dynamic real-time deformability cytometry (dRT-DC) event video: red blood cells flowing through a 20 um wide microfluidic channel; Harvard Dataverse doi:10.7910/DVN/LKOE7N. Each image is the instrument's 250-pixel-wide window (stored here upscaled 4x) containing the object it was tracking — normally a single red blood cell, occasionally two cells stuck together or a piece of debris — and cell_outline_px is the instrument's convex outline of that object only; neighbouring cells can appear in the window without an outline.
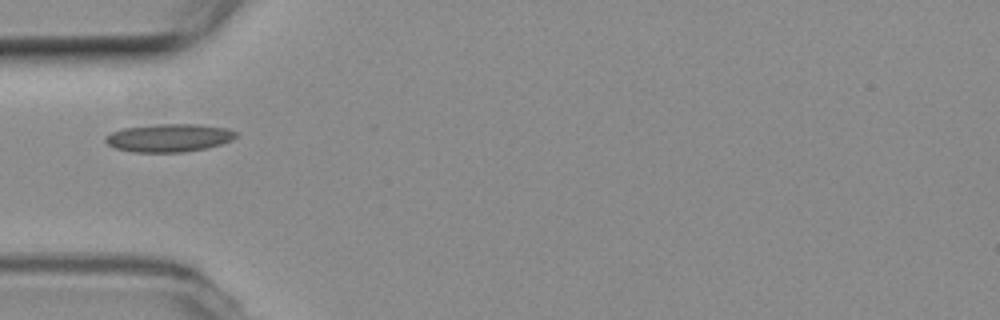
{"species": "common noctule bat (a hibernating species)", "species_latin": "Nyctalus noctula", "temperature_condition": "room temperature", "stored_images_in_passage": 38, "camera_frame_rate_fps": 3000, "um_per_image_px": 0.085, "animal": {"sex": "female", "body_mass_g": 19.3, "forearm_length_mm": 54.1}, "frame": {"image": 1, "passage_image": 1, "time_ms": 0.0, "image_size_px": [1000, 320], "cell_outline_px": [[236, 136], [232, 140], [220, 144], [204, 148], [184, 152], [132, 152], [116, 148], [108, 144], [104, 140], [104, 136], [112, 132], [124, 128], [160, 124], [196, 124], [228, 128], [236, 132]], "centroid_in_image_um": [14.35, 11.71], "position_along_channel_um": 70.7, "area_um2": 21.15}}
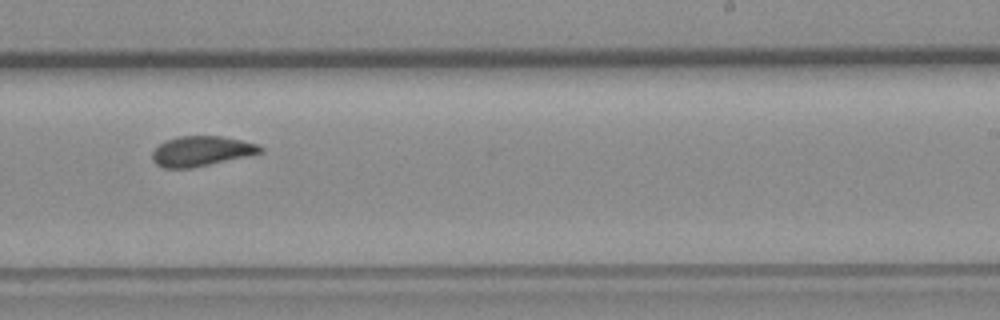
{"frame": {"image": 2, "passage_image": 17, "time_ms": 5.333, "image_size_px": [1000, 320], "cell_outline_px": [[264, 152], [248, 156], [192, 168], [164, 168], [156, 164], [152, 160], [152, 152], [160, 144], [168, 140], [180, 136], [220, 136], [240, 140], [256, 144], [264, 148]], "centroid_in_image_um": [17.12, 12.86], "position_along_channel_um": 271.9, "area_um2": 18.79}}
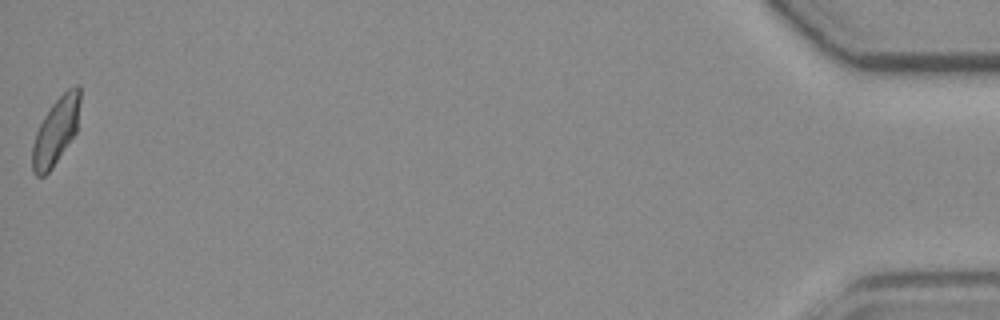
{"frame": {"image": 3, "passage_image": 38, "time_ms": 12.333, "image_size_px": [1000, 320], "cell_outline_px": [[80, 100], [76, 132], [52, 168], [44, 176], [36, 176], [32, 172], [32, 144], [36, 132], [44, 116], [52, 104], [68, 88], [76, 84], [80, 84]], "centroid_in_image_um": [4.74, 11.14], "position_along_channel_um": 430.5, "area_um2": 18.5}, "authors_computed_cell_mechanics": {"area_um2": 18.9006, "velocity_mm_per_s": 3.7634, "shape_relaxation_time_tau1_ms": 7.3911, "shape_relaxation_time_tau2_ms": 1.0376, "deformation_change_tau1": 0.1669, "deformation_change_tau2": 0.073}}